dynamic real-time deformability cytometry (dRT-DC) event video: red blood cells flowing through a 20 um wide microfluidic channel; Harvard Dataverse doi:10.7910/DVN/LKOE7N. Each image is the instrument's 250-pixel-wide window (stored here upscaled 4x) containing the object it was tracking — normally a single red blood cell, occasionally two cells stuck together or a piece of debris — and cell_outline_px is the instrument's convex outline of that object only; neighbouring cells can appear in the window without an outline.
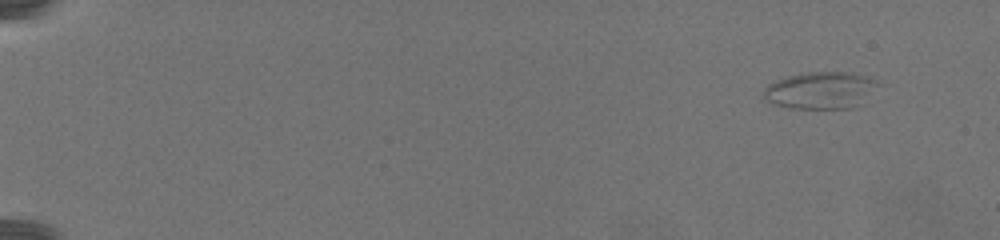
{"species": "common noctule bat (a hibernating species)", "species_latin": "Nyctalus noctula", "temperature_condition": "warm", "stored_images_in_passage": 76, "camera_frame_rate_fps": 3000, "um_per_image_px": 0.085, "animal": {"sex": "female", "body_mass_g": 19.5, "forearm_length_mm": 54.1}, "frame": {"image": 1, "passage_image": 1, "time_ms": 0.0, "image_size_px": [1000, 240], "cell_outline_px": [[880, 84], [848, 108], [792, 108], [772, 104], [760, 96], [764, 88], [768, 84], [776, 80], [788, 76], [808, 72], [840, 72], [860, 76], [876, 80]], "centroid_in_image_um": [69.57, 7.67], "position_along_channel_um": 15.4, "area_um2": 23.81}}
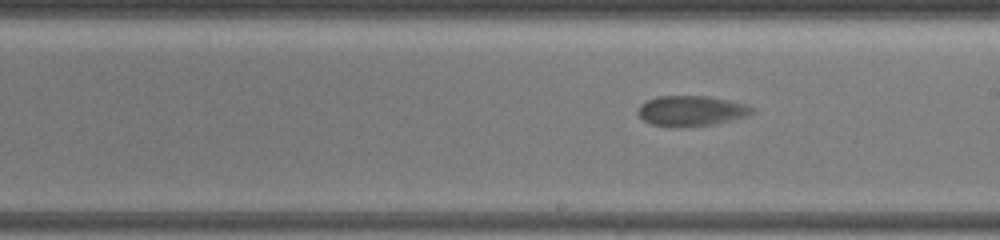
{"frame": {"image": 2, "passage_image": 45, "time_ms": 14.667, "image_size_px": [1000, 240], "cell_outline_px": [[756, 112], [748, 116], [712, 124], [680, 128], [672, 128], [652, 124], [644, 120], [640, 116], [640, 104], [656, 96], [708, 96], [728, 100], [744, 104], [752, 108]], "centroid_in_image_um": [58.76, 9.43], "position_along_channel_um": 230.2, "area_um2": 20.11}}
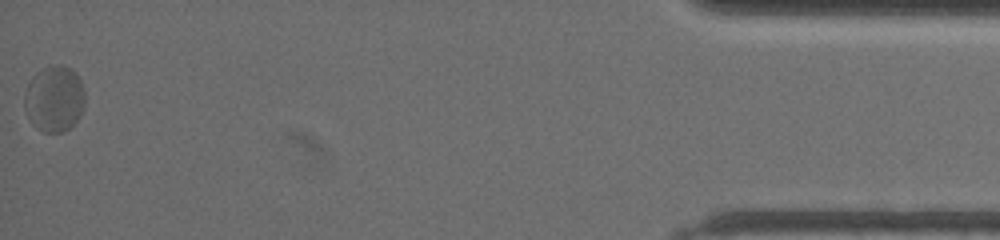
{"frame": {"image": 3, "passage_image": 76, "time_ms": 25.0, "image_size_px": [1000, 240], "cell_outline_px": [[84, 104], [80, 116], [64, 132], [44, 132], [36, 128], [32, 124], [24, 108], [24, 96], [28, 84], [32, 76], [36, 72], [44, 68], [56, 64], [60, 64], [72, 68], [76, 72], [80, 80], [84, 92]], "centroid_in_image_um": [4.61, 8.38], "position_along_channel_um": 430.6, "area_um2": 23.35}}